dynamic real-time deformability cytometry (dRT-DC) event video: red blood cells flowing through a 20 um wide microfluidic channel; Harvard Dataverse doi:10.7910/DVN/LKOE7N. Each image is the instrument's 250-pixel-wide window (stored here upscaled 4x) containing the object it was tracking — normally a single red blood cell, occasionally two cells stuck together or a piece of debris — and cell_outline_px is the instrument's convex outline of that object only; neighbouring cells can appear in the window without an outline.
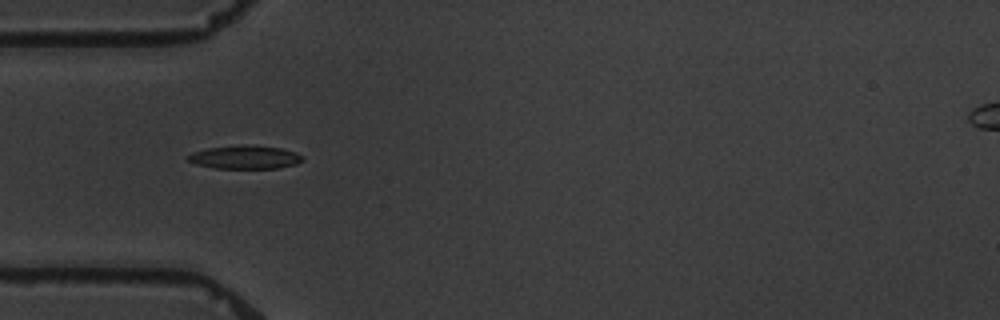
{"species": "common noctule bat (a hibernating species)", "species_latin": "Nyctalus noctula", "temperature_condition": "warm", "stored_images_in_passage": 1, "camera_frame_rate_fps": 3000, "um_per_image_px": 0.085, "animal": {"sex": "male", "body_mass_g": 19.5, "forearm_length_mm": 54.6}, "frame": {"image": 1, "passage_image": 1, "time_ms": 0.0, "image_size_px": [1000, 320], "cell_outline_px": [[304, 160], [296, 164], [276, 168], [212, 168], [196, 164], [184, 160], [184, 156], [192, 152], [208, 148], [240, 144], [252, 144], [280, 148], [296, 152], [304, 156]], "centroid_in_image_um": [20.77, 13.35], "position_along_channel_um": 64.2, "area_um2": 16.01}}